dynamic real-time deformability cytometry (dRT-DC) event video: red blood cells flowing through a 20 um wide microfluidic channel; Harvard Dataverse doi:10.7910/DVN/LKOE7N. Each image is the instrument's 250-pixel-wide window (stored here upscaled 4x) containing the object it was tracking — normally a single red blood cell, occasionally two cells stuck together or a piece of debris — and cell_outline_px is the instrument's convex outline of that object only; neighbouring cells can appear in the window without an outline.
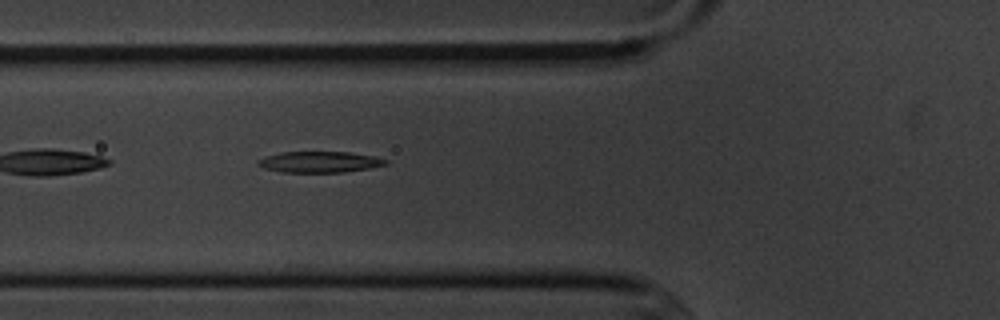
{"species": "common noctule bat (a hibernating species)", "species_latin": "Nyctalus noctula", "temperature_condition": "cold", "stored_images_in_passage": 4, "camera_frame_rate_fps": 3000, "um_per_image_px": 0.085, "animal": {"sex": "male", "body_mass_g": 20.1, "forearm_length_mm": 53.5}, "frame": {"image": 1, "passage_image": 4, "time_ms": 3.667, "image_size_px": [1000, 320], "cell_outline_px": [[388, 164], [368, 168], [344, 172], [280, 172], [264, 168], [256, 164], [256, 160], [264, 156], [280, 152], [348, 152], [376, 156], [388, 160]], "centroid_in_image_um": [27.13, 13.76], "position_along_channel_um": 98.7, "area_um2": 15.78}}